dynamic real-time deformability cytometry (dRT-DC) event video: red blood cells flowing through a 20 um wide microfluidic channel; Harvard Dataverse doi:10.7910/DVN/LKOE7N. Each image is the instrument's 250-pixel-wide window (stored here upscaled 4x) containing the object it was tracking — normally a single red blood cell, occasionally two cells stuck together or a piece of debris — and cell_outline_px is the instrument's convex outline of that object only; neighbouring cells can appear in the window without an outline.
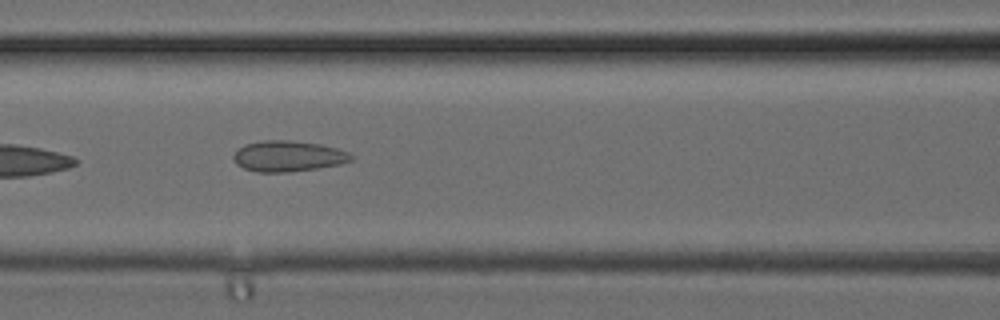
{"species": "common noctule bat (a hibernating species)", "species_latin": "Nyctalus noctula", "temperature_condition": "cold", "stored_images_in_passage": 5, "camera_frame_rate_fps": 3000, "um_per_image_px": 0.085, "animal": {"sex": "female", "body_mass_g": 24.6, "forearm_length_mm": 56.2}, "frame": {"image": 1, "passage_image": 5, "time_ms": 1.333, "image_size_px": [1000, 320], "cell_outline_px": [[356, 156], [352, 160], [340, 164], [316, 168], [288, 172], [256, 172], [244, 168], [236, 164], [232, 160], [232, 156], [244, 144], [264, 140], [288, 140], [320, 144], [336, 148], [348, 152]], "centroid_in_image_um": [24.49, 13.27], "position_along_channel_um": 142.1, "area_um2": 21.15}}